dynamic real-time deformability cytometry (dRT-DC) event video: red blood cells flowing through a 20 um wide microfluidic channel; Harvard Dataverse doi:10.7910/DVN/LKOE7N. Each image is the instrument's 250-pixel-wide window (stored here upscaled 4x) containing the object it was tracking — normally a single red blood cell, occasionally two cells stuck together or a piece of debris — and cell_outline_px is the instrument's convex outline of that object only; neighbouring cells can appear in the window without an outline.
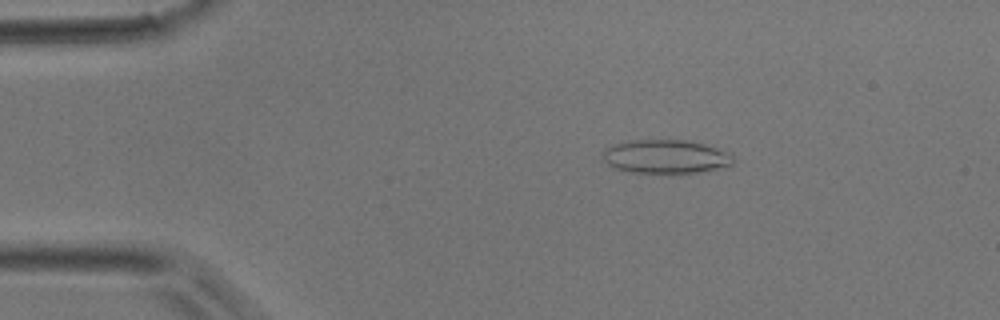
{"species": "common noctule bat (a hibernating species)", "species_latin": "Nyctalus noctula", "temperature_condition": "room temperature", "stored_images_in_passage": 45, "camera_frame_rate_fps": 3000, "um_per_image_px": 0.085, "animal": {"sex": "male", "body_mass_g": 17.9}, "frame": {"image": 1, "passage_image": 8, "time_ms": 2.333, "image_size_px": [1000, 320], "cell_outline_px": [[732, 164], [700, 172], [632, 172], [612, 168], [604, 160], [600, 152], [604, 148], [612, 144], [628, 140], [684, 140], [704, 144], [728, 152], [732, 156]], "centroid_in_image_um": [56.48, 13.29], "position_along_channel_um": 28.5, "area_um2": 25.43}}
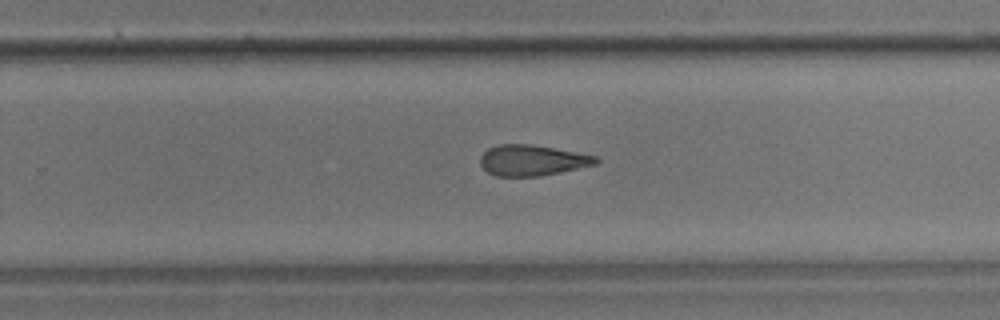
{"frame": {"image": 2, "passage_image": 29, "time_ms": 9.333, "image_size_px": [1000, 320], "cell_outline_px": [[600, 160], [596, 164], [560, 172], [540, 176], [496, 176], [488, 172], [480, 164], [480, 156], [488, 148], [500, 144], [532, 144], [596, 156]], "centroid_in_image_um": [45.21, 13.62], "position_along_channel_um": 284.6, "area_um2": 20.58}}
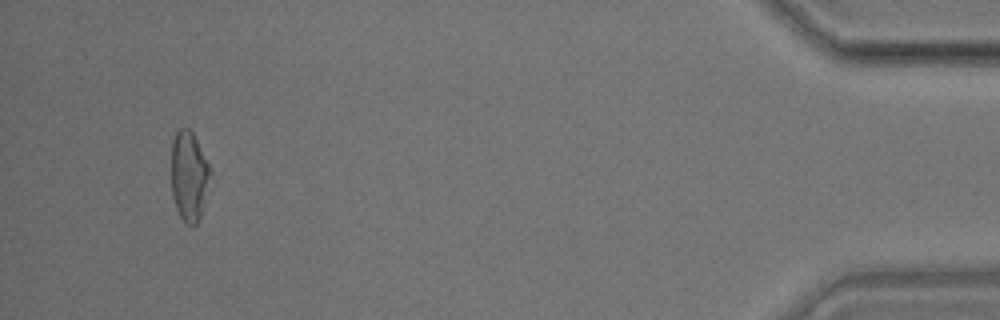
{"frame": {"image": 3, "passage_image": 43, "time_ms": 14.0, "image_size_px": [1000, 320], "cell_outline_px": [[212, 172], [200, 220], [192, 228], [180, 216], [176, 208], [172, 196], [172, 140], [176, 132], [180, 128], [188, 128], [192, 132]], "centroid_in_image_um": [16.07, 15.01], "position_along_channel_um": 419.1, "area_um2": 20.35}}